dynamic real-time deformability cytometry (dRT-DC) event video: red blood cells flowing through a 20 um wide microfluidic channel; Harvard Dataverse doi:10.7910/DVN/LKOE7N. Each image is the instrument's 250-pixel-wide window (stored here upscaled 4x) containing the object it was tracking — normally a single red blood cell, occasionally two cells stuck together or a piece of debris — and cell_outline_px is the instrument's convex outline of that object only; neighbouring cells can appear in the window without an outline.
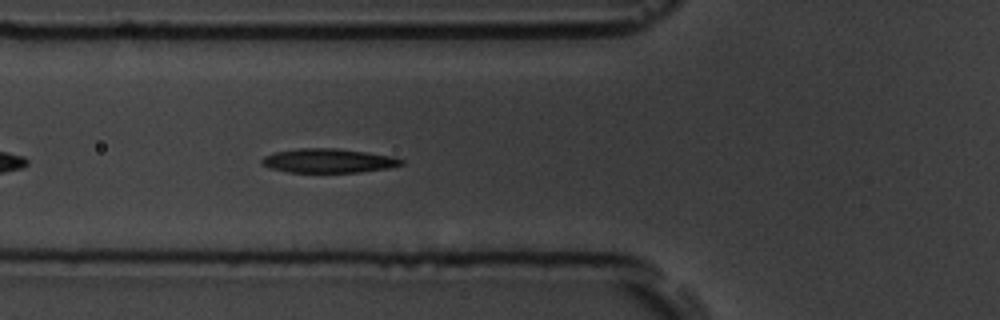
{"species": "common noctule bat (a hibernating species)", "species_latin": "Nyctalus noctula", "temperature_condition": "room temperature", "stored_images_in_passage": 36, "camera_frame_rate_fps": 3000, "um_per_image_px": 0.085, "animal": {"sex": "male", "body_mass_g": 19.5, "forearm_length_mm": 54.6}, "frame": {"image": 1, "passage_image": 6, "time_ms": 1.667, "image_size_px": [1000, 320], "cell_outline_px": [[404, 164], [388, 168], [360, 172], [288, 172], [272, 168], [260, 164], [260, 160], [264, 156], [272, 152], [300, 148], [336, 148], [392, 156], [404, 160]], "centroid_in_image_um": [27.88, 13.66], "position_along_channel_um": 97.9, "area_um2": 19.59}, "authors_computed_cell_mechanics": {"area_um2": 19.6809, "velocity_mm_per_s": 3.7528, "shape_relaxation_time_tau1_ms": 3.1674, "shape_relaxation_time_tau2_ms": 2.1391, "deformation_change_tau1": 0.15, "deformation_change_tau2": 0.0736}}